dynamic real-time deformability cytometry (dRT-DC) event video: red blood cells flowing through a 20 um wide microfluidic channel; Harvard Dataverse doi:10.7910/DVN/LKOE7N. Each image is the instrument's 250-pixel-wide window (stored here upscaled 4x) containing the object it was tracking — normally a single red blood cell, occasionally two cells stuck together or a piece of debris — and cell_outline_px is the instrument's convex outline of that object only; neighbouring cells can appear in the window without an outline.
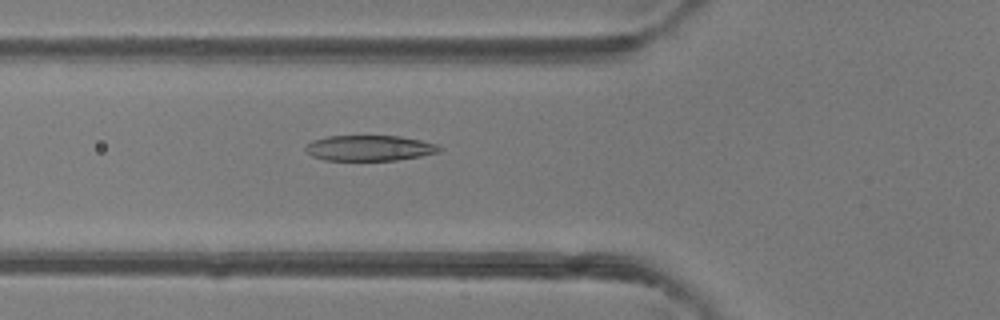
{"species": "common noctule bat (a hibernating species)", "species_latin": "Nyctalus noctula", "temperature_condition": "room temperature", "stored_images_in_passage": 38, "camera_frame_rate_fps": 3000, "um_per_image_px": 0.085, "animal": {"sex": "female"}, "frame": {"image": 1, "passage_image": 7, "time_ms": 2.0, "image_size_px": [1000, 320], "cell_outline_px": [[440, 152], [420, 156], [396, 160], [324, 160], [312, 156], [304, 148], [312, 140], [328, 136], [400, 136], [420, 140], [436, 144], [440, 148]], "centroid_in_image_um": [31.39, 12.58], "position_along_channel_um": 94.4, "area_um2": 19.77}}
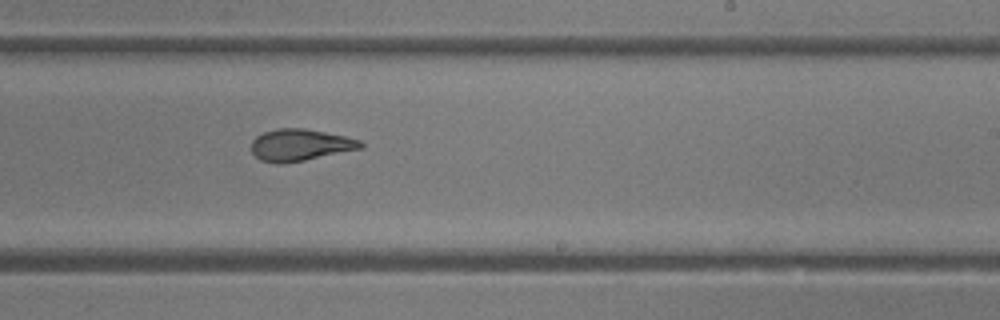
{"frame": {"image": 2, "passage_image": 19, "time_ms": 6.0, "image_size_px": [1000, 320], "cell_outline_px": [[364, 148], [304, 160], [280, 164], [260, 160], [252, 152], [252, 140], [256, 136], [264, 132], [276, 128], [304, 128], [344, 136], [360, 140], [364, 144]], "centroid_in_image_um": [25.51, 12.32], "position_along_channel_um": 263.5, "area_um2": 20.17}}
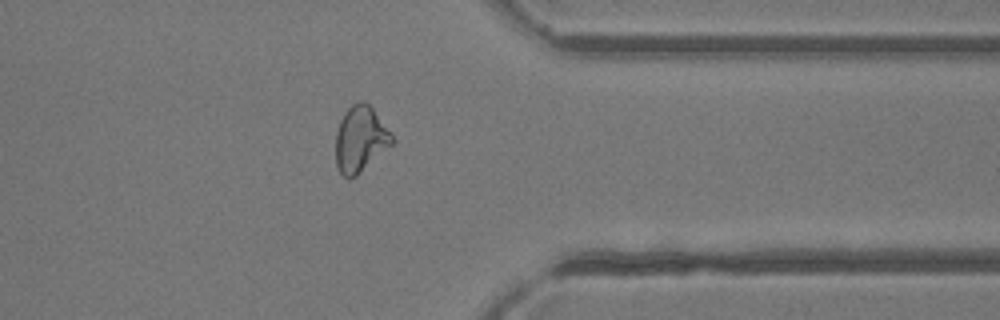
{"frame": {"image": 3, "passage_image": 28, "time_ms": 9.0, "image_size_px": [1000, 320], "cell_outline_px": [[396, 140], [392, 144], [356, 176], [348, 180], [340, 172], [336, 164], [336, 132], [340, 120], [344, 112], [352, 104], [360, 100], [368, 104], [372, 108]], "centroid_in_image_um": [30.61, 11.83], "position_along_channel_um": 380.8, "area_um2": 21.44}, "authors_computed_cell_mechanics": {"area_um2": 20.5768, "velocity_mm_per_s": 4.2225, "shape_relaxation_time_tau1_ms": 5.3197, "shape_relaxation_time_tau2_ms": 1.4646, "deformation_change_tau1": 0.2173, "deformation_change_tau2": 0.0978}}